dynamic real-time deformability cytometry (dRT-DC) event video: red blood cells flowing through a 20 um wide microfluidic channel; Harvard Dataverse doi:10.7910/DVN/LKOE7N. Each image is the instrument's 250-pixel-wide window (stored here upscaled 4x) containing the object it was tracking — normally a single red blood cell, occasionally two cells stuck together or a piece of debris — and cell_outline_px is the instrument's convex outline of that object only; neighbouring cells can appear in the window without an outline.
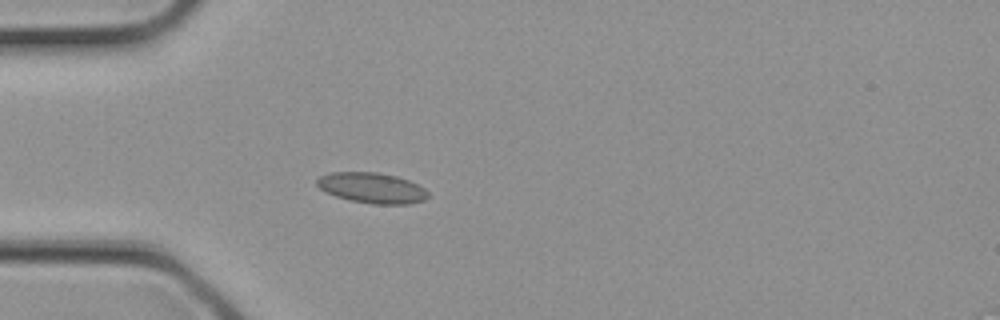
{"species": "common noctule bat (a hibernating species)", "species_latin": "Nyctalus noctula", "temperature_condition": "cold", "stored_images_in_passage": 3, "camera_frame_rate_fps": 3000, "um_per_image_px": 0.085, "animal": {"sex": "female", "body_mass_g": 21.9}, "frame": {"image": 1, "passage_image": 3, "time_ms": 0.667, "image_size_px": [1000, 320], "cell_outline_px": [[432, 196], [424, 200], [408, 204], [372, 204], [348, 200], [324, 192], [316, 184], [316, 180], [320, 176], [332, 172], [380, 172], [396, 176], [408, 180], [424, 188]], "centroid_in_image_um": [31.62, 15.98], "position_along_channel_um": 53.4, "area_um2": 19.94}}